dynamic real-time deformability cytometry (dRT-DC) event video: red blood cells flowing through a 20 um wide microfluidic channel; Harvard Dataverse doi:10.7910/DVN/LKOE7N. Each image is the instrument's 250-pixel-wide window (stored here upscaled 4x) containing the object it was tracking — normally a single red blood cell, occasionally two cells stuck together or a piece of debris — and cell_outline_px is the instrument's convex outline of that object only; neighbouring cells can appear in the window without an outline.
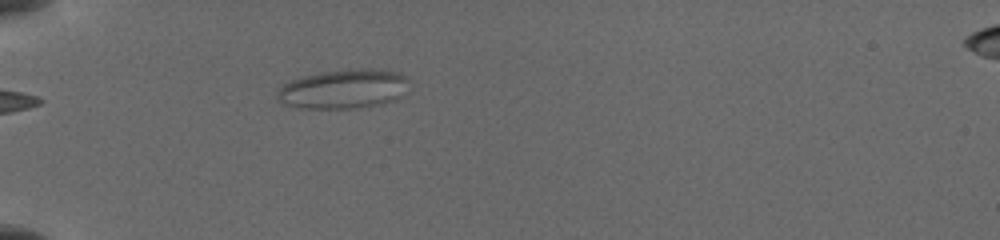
{"species": "common noctule bat (a hibernating species)", "species_latin": "Nyctalus noctula", "temperature_condition": "cold", "stored_images_in_passage": 8, "camera_frame_rate_fps": 3000, "um_per_image_px": 0.085, "animal": {"sex": "female", "body_mass_g": 19.5, "forearm_length_mm": 54.1}, "frame": {"image": 1, "passage_image": 1, "time_ms": 0.0, "image_size_px": [1000, 240], "cell_outline_px": [[408, 80], [404, 96], [396, 100], [384, 104], [368, 108], [300, 108], [288, 104], [280, 100], [276, 96], [280, 88], [284, 84], [292, 80], [320, 72], [368, 68], [372, 68], [396, 72], [404, 76]], "centroid_in_image_um": [29.28, 7.58], "position_along_channel_um": 55.7, "area_um2": 30.11}}
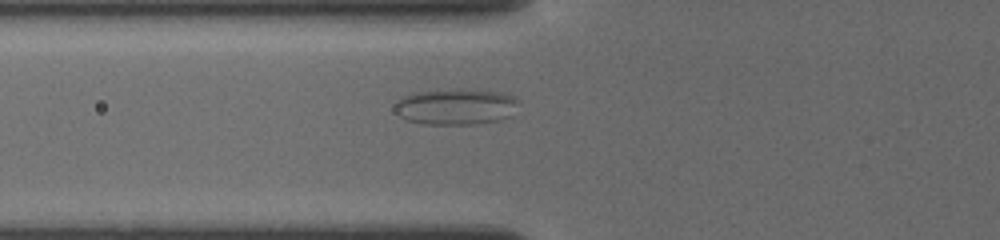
{"frame": {"image": 2, "passage_image": 4, "time_ms": 1.333, "image_size_px": [1000, 240], "cell_outline_px": [[516, 100], [512, 116], [500, 120], [472, 124], [424, 124], [404, 120], [396, 112], [396, 104], [404, 96], [416, 92], [504, 92], [512, 96]], "centroid_in_image_um": [38.73, 9.13], "position_along_channel_um": 87.1, "area_um2": 24.68}}
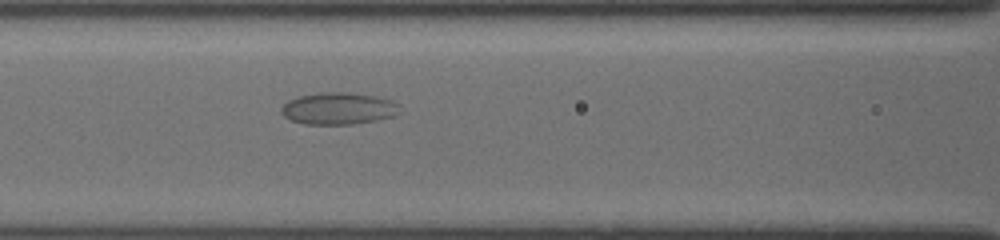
{"frame": {"image": 3, "passage_image": 8, "time_ms": 2.667, "image_size_px": [1000, 240], "cell_outline_px": [[396, 104], [392, 116], [376, 120], [352, 124], [308, 124], [292, 120], [284, 116], [280, 112], [280, 108], [288, 100], [300, 96], [320, 92], [348, 92], [372, 96], [388, 100]], "centroid_in_image_um": [28.64, 9.22], "position_along_channel_um": 138.0, "area_um2": 21.39}}